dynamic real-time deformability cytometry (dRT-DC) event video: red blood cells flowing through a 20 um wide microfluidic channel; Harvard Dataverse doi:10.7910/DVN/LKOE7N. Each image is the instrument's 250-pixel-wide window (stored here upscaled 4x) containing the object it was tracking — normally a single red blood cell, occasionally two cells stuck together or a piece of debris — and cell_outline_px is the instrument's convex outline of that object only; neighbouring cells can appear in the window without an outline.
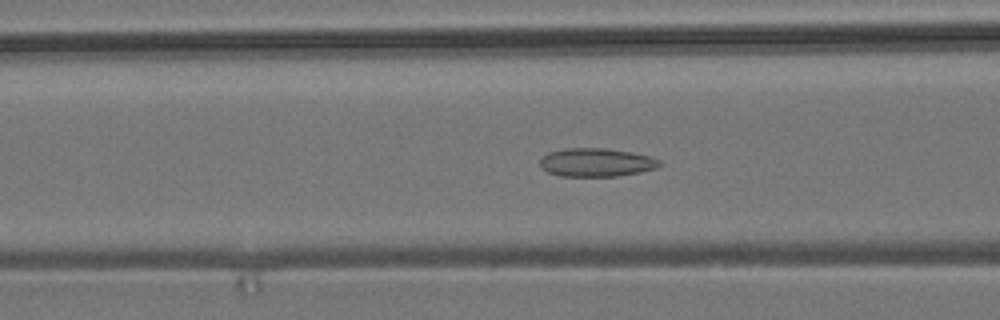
{"species": "common noctule bat (a hibernating species)", "species_latin": "Nyctalus noctula", "temperature_condition": "room temperature", "stored_images_in_passage": 56, "camera_frame_rate_fps": 3000, "um_per_image_px": 0.085, "animal": {"sex": "male", "body_mass_g": 19.2, "forearm_length_mm": 51.8}, "frame": {"image": 1, "passage_image": 21, "time_ms": 6.667, "image_size_px": [1000, 320], "cell_outline_px": [[660, 164], [656, 168], [640, 172], [616, 176], [560, 176], [548, 172], [540, 164], [540, 160], [548, 152], [564, 148], [604, 148], [632, 152], [652, 156], [660, 160]], "centroid_in_image_um": [50.7, 13.8], "position_along_channel_um": 115.9, "area_um2": 19.77}}
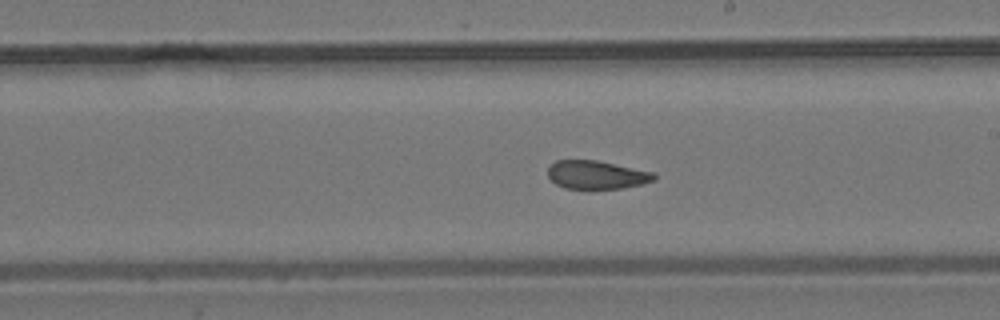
{"frame": {"image": 2, "passage_image": 31, "time_ms": 10.0, "image_size_px": [1000, 320], "cell_outline_px": [[656, 180], [640, 184], [620, 188], [564, 188], [556, 184], [548, 176], [548, 168], [556, 160], [596, 160], [656, 172]], "centroid_in_image_um": [50.73, 14.85], "position_along_channel_um": 238.3, "area_um2": 17.46}}
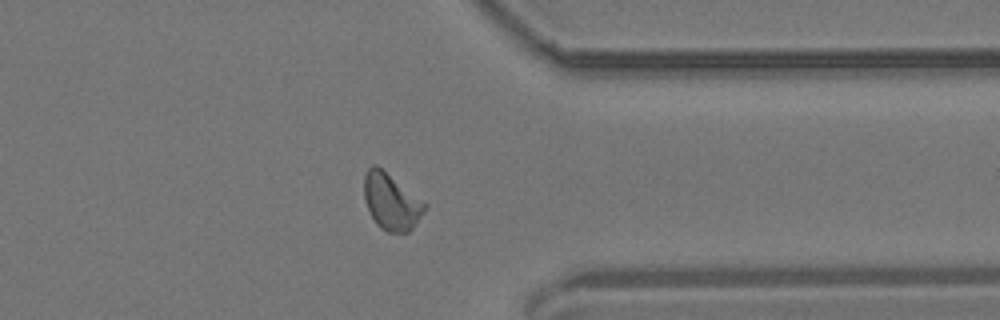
{"frame": {"image": 3, "passage_image": 43, "time_ms": 14.0, "image_size_px": [1000, 320], "cell_outline_px": [[428, 204], [424, 212], [412, 228], [408, 232], [388, 232], [380, 228], [376, 224], [364, 200], [364, 176], [368, 168], [372, 164], [376, 164]], "centroid_in_image_um": [33.25, 17.13], "position_along_channel_um": 378.2, "area_um2": 19.83}, "authors_computed_cell_mechanics": {"area_um2": 19.0162, "velocity_mm_per_s": 3.6846, "shape_relaxation_time_tau1_ms": null, "shape_relaxation_time_tau2_ms": 1.6046, "deformation_change_tau1": null, "deformation_change_tau2": 0.0666}}